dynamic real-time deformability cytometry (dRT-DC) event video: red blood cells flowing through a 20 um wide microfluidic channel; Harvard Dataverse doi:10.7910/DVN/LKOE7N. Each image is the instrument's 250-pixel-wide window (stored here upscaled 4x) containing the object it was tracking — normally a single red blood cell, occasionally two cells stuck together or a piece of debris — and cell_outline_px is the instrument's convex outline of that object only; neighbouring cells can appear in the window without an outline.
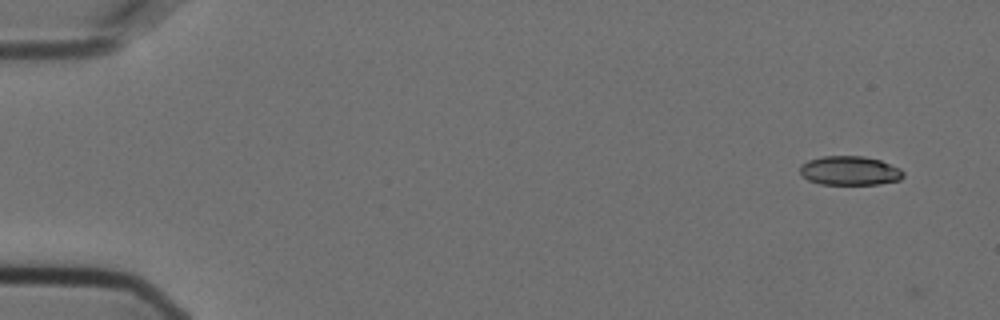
{"species": "Egyptian fruit bat (a non-hibernating species)", "species_latin": "Rousettus aegyptiacus", "temperature_condition": "cold", "stored_images_in_passage": 5, "camera_frame_rate_fps": 3000, "um_per_image_px": 0.085, "animal": {"sex": "female"}, "frame": {"image": 1, "passage_image": 4, "time_ms": 1.0, "image_size_px": [1000, 320], "cell_outline_px": [[904, 176], [900, 180], [880, 184], [820, 184], [808, 180], [800, 172], [800, 164], [808, 160], [824, 156], [864, 156], [880, 160], [900, 168], [904, 172]], "centroid_in_image_um": [72.24, 14.51], "position_along_channel_um": 12.8, "area_um2": 17.57}}